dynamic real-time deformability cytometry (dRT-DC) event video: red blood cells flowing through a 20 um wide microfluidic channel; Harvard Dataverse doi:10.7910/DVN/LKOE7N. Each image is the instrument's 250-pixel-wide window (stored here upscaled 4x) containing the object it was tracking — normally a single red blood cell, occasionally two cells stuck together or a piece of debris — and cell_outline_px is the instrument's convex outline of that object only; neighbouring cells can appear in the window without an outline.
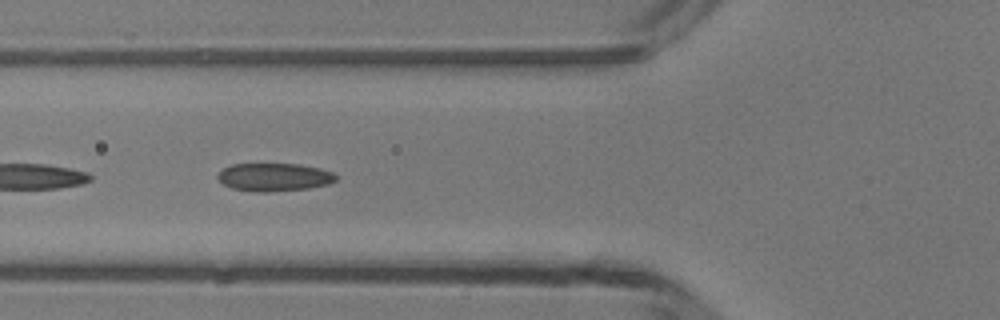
{"species": "common noctule bat (a hibernating species)", "species_latin": "Nyctalus noctula", "temperature_condition": "room temperature", "stored_images_in_passage": 20, "camera_frame_rate_fps": 3000, "um_per_image_px": 0.085, "animal": {"sex": "male", "body_mass_g": 13.3}, "frame": {"image": 1, "passage_image": 17, "time_ms": 5.333, "image_size_px": [1000, 320], "cell_outline_px": [[336, 180], [328, 184], [308, 188], [268, 192], [256, 192], [232, 188], [224, 184], [216, 176], [224, 168], [232, 164], [300, 164], [320, 168], [332, 172], [336, 176]], "centroid_in_image_um": [23.31, 15.05], "position_along_channel_um": 102.5, "area_um2": 19.19}}